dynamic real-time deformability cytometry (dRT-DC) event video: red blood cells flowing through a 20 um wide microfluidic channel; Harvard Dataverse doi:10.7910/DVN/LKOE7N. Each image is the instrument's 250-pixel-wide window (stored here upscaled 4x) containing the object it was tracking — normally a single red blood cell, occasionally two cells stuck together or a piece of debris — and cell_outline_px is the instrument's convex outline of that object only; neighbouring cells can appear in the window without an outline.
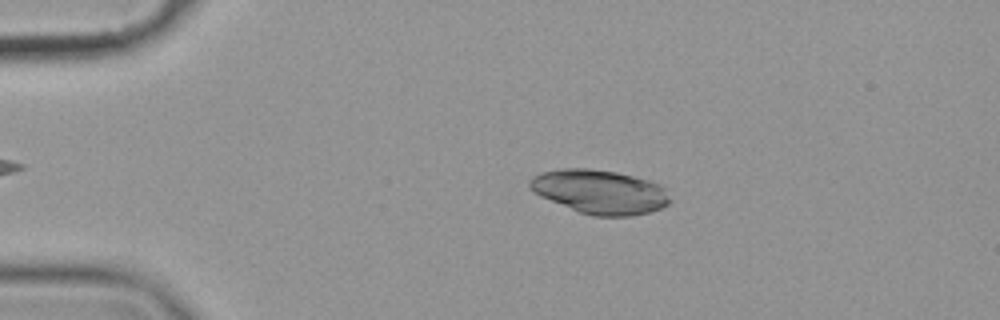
{"species": "common noctule bat (a hibernating species)", "species_latin": "Nyctalus noctula", "temperature_condition": "cold", "stored_images_in_passage": 55, "camera_frame_rate_fps": 3000, "um_per_image_px": 0.085, "animal": {"sex": "female", "body_mass_g": 19.9}, "frame": {"image": 1, "passage_image": 11, "time_ms": 3.333, "image_size_px": [1000, 320], "cell_outline_px": [[672, 200], [668, 204], [652, 212], [632, 216], [592, 216], [580, 212], [540, 196], [532, 192], [528, 184], [528, 180], [532, 176], [544, 172], [560, 168], [588, 168], [616, 172], [648, 180], [660, 184], [664, 188]], "centroid_in_image_um": [50.99, 16.3], "position_along_channel_um": 34.0, "area_um2": 36.07}}